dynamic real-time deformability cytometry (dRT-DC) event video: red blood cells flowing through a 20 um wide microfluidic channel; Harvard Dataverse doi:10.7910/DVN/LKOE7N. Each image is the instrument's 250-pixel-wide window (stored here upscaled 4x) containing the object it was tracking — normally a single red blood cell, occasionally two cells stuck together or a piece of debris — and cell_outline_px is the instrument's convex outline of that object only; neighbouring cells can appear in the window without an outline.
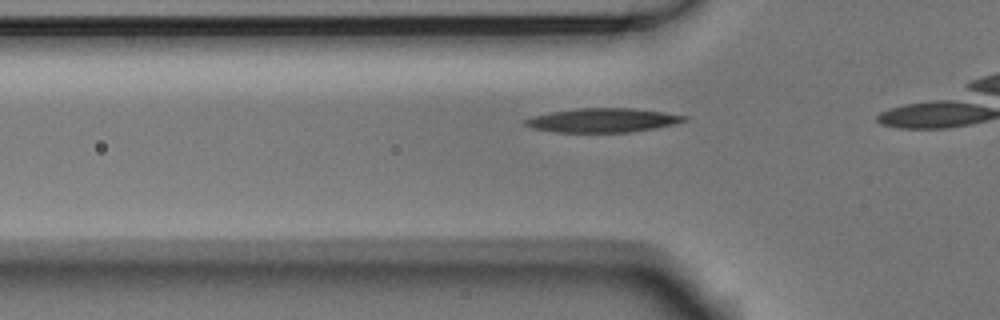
{"species": "Egyptian fruit bat (a non-hibernating species)", "species_latin": "Rousettus aegyptiacus", "temperature_condition": "room temperature", "stored_images_in_passage": 7, "camera_frame_rate_fps": 3000, "um_per_image_px": 0.085, "animal": {"sex": "male"}, "frame": {"image": 1, "passage_image": 4, "time_ms": 1.0, "image_size_px": [1000, 320], "cell_outline_px": [[688, 120], [676, 124], [656, 128], [628, 132], [556, 132], [532, 128], [524, 124], [524, 120], [536, 116], [552, 112], [576, 108], [632, 108], [664, 112], [688, 116]], "centroid_in_image_um": [51.3, 10.22], "position_along_channel_um": 74.5, "area_um2": 22.2}}